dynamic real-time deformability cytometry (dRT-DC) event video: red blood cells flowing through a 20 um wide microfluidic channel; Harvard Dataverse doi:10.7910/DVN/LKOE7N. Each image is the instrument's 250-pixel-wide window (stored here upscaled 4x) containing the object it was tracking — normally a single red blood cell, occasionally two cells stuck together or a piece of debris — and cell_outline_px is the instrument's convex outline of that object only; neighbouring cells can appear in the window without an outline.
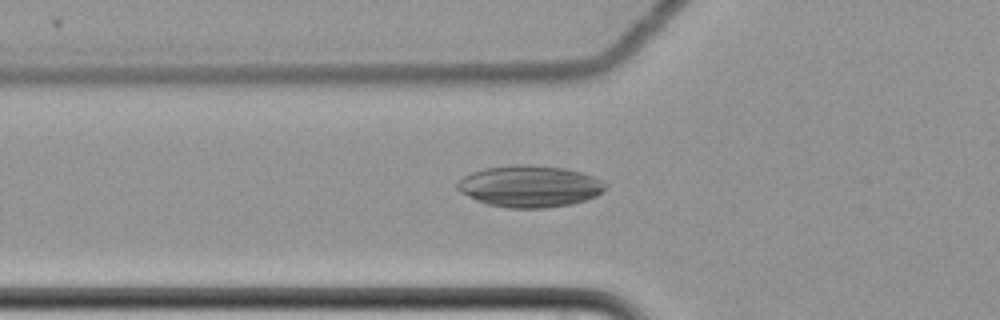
{"species": "common noctule bat (a hibernating species)", "species_latin": "Nyctalus noctula", "temperature_condition": "cold", "stored_images_in_passage": 61, "camera_frame_rate_fps": 3000, "um_per_image_px": 0.085, "animal": {"sex": "female", "body_mass_g": 22.7, "forearm_length_mm": 54.2}, "frame": {"image": 1, "passage_image": 23, "time_ms": 7.333, "image_size_px": [1000, 320], "cell_outline_px": [[608, 184], [596, 196], [584, 200], [568, 204], [544, 208], [508, 208], [488, 204], [460, 192], [456, 188], [456, 184], [464, 176], [472, 172], [484, 168], [516, 164], [524, 164], [564, 168], [580, 172], [592, 176]], "centroid_in_image_um": [45.0, 15.83], "position_along_channel_um": 80.8, "area_um2": 35.55}}
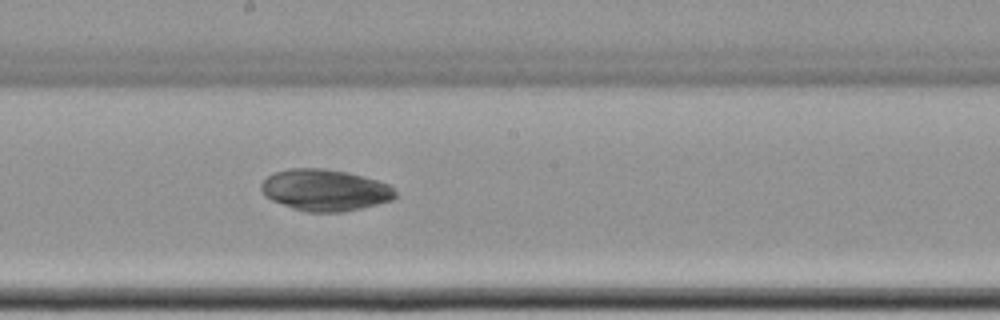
{"frame": {"image": 2, "passage_image": 35, "time_ms": 11.333, "image_size_px": [1000, 320], "cell_outline_px": [[396, 196], [392, 200], [360, 208], [340, 212], [308, 212], [292, 208], [272, 200], [264, 196], [260, 188], [260, 184], [268, 176], [276, 172], [288, 168], [324, 168], [344, 172], [376, 180], [388, 184], [396, 192]], "centroid_in_image_um": [27.58, 16.16], "position_along_channel_um": 220.6, "area_um2": 32.19}}
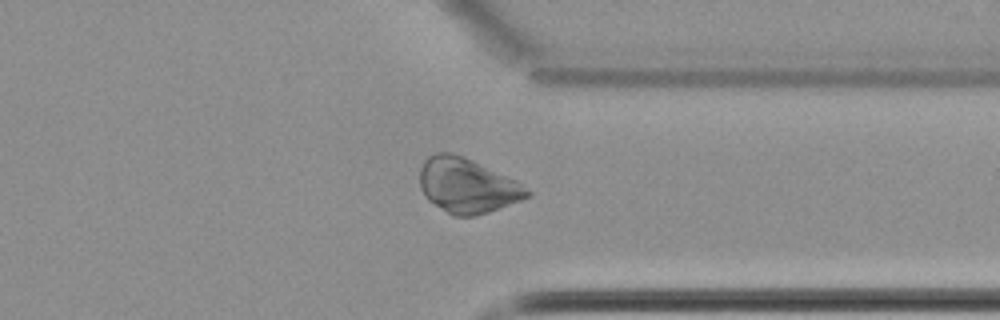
{"frame": {"image": 3, "passage_image": 48, "time_ms": 15.667, "image_size_px": [1000, 320], "cell_outline_px": [[532, 196], [488, 212], [476, 216], [452, 216], [428, 200], [424, 196], [420, 188], [420, 168], [424, 160], [428, 156], [436, 152], [448, 152], [464, 156], [516, 180], [532, 192]], "centroid_in_image_um": [39.7, 15.77], "position_along_channel_um": 371.7, "area_um2": 34.39}}